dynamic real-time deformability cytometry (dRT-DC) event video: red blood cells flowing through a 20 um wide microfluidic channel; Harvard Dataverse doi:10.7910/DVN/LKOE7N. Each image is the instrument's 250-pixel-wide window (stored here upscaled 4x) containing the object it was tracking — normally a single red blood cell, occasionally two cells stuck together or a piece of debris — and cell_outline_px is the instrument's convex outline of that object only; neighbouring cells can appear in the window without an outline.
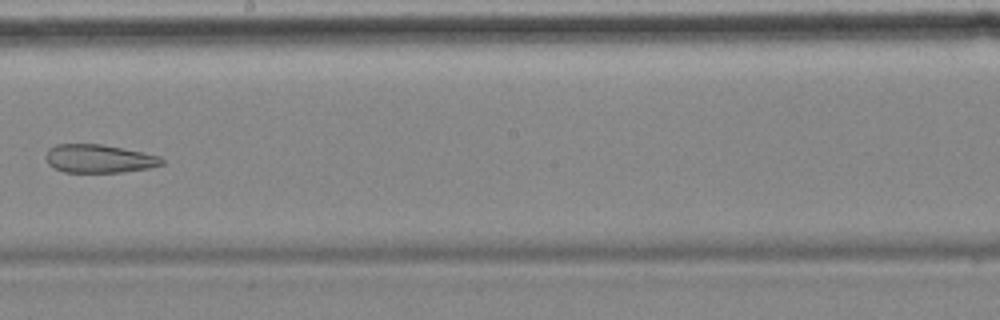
{"species": "common noctule bat (a hibernating species)", "species_latin": "Nyctalus noctula", "temperature_condition": "cold", "stored_images_in_passage": 9, "camera_frame_rate_fps": 3000, "um_per_image_px": 0.085, "animal": {"sex": "female", "body_mass_g": 18.4}, "frame": {"image": 1, "passage_image": 9, "time_ms": 9.667, "image_size_px": [1000, 320], "cell_outline_px": [[164, 164], [148, 168], [120, 172], [64, 172], [48, 164], [44, 156], [48, 148], [56, 144], [100, 144], [160, 156], [164, 160]], "centroid_in_image_um": [8.37, 13.48], "position_along_channel_um": 239.8, "area_um2": 19.02}}